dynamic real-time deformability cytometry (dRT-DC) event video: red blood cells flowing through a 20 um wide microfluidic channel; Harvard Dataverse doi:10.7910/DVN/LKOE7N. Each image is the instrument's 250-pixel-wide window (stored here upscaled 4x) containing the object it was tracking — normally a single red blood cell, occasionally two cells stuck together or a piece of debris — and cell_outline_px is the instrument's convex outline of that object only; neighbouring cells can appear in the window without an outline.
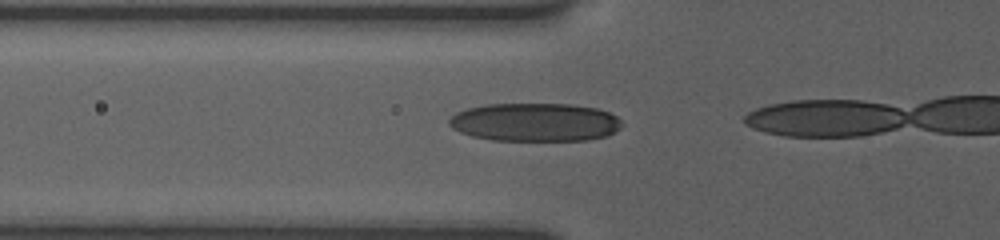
{"species": "human", "species_latin": "Homo sapiens", "temperature_condition": "room temperature", "stored_images_in_passage": 16, "camera_frame_rate_fps": 3000, "um_per_image_px": 0.085, "donor": {"sex": "female"}, "frame": {"image": 1, "passage_image": 14, "time_ms": 4.333, "image_size_px": [1000, 240], "cell_outline_px": [[624, 124], [620, 128], [608, 136], [588, 140], [492, 140], [472, 136], [460, 132], [452, 128], [448, 124], [448, 120], [456, 112], [468, 108], [484, 104], [572, 104], [596, 108], [608, 112], [616, 116]], "centroid_in_image_um": [45.48, 10.38], "position_along_channel_um": 80.3, "area_um2": 38.78}}